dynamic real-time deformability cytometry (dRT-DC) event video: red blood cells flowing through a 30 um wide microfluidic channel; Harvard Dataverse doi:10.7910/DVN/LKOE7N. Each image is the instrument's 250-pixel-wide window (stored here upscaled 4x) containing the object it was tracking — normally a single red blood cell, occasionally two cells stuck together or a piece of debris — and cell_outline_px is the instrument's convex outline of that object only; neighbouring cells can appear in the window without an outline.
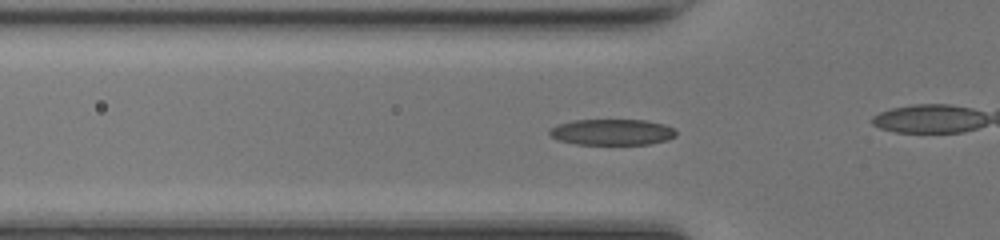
{"species": "common noctule bat (a hibernating species)", "species_latin": "Nyctalus noctula", "temperature_condition": "room temperature", "stored_images_in_passage": 41, "camera_frame_rate_fps": 3000, "um_per_image_px": 0.085, "animal": {"sex": "female", "body_mass_g": 17.0, "forearm_length_mm": 48.0}, "frame": {"image": 1, "passage_image": 9, "time_ms": 2.667, "image_size_px": [1000, 240], "cell_outline_px": [[676, 136], [668, 140], [648, 144], [576, 144], [560, 140], [552, 136], [548, 132], [548, 128], [572, 120], [644, 120], [664, 124], [672, 128], [676, 132]], "centroid_in_image_um": [52.03, 11.22], "position_along_channel_um": 73.8, "area_um2": 19.07}}
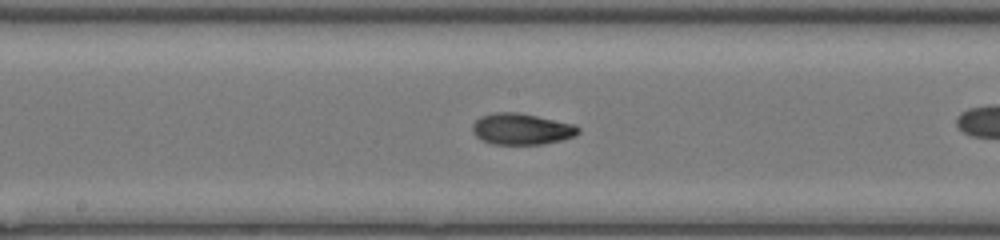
{"frame": {"image": 2, "passage_image": 18, "time_ms": 5.667, "image_size_px": [1000, 240], "cell_outline_px": [[580, 132], [576, 136], [564, 140], [544, 144], [492, 144], [480, 140], [472, 132], [472, 124], [480, 116], [496, 112], [516, 112], [576, 124], [580, 128]], "centroid_in_image_um": [44.35, 10.97], "position_along_channel_um": 203.9, "area_um2": 19.54}}
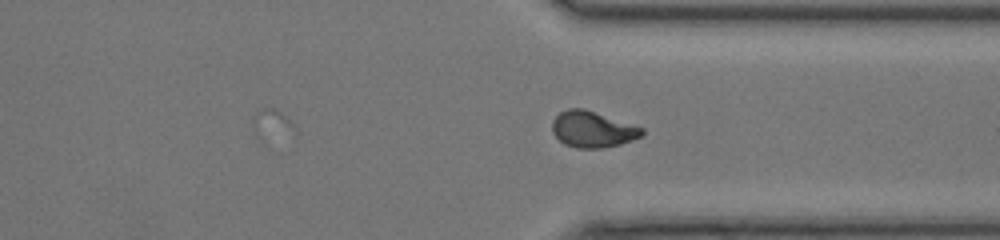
{"frame": {"image": 3, "passage_image": 29, "time_ms": 9.333, "image_size_px": [1000, 240], "cell_outline_px": [[644, 132], [640, 136], [632, 140], [620, 144], [604, 148], [576, 148], [564, 144], [552, 132], [552, 120], [560, 112], [568, 108], [584, 108], [644, 128]], "centroid_in_image_um": [50.35, 10.99], "position_along_channel_um": 361.0, "area_um2": 18.9}, "authors_computed_cell_mechanics": {"area_um2": 18.3226, "velocity_mm_per_s": 4.2963, "shape_relaxation_time_tau1_ms": 5.3352, "shape_relaxation_time_tau2_ms": 1.6551, "deformation_change_tau1": 0.2301, "deformation_change_tau2": 0.0676}}